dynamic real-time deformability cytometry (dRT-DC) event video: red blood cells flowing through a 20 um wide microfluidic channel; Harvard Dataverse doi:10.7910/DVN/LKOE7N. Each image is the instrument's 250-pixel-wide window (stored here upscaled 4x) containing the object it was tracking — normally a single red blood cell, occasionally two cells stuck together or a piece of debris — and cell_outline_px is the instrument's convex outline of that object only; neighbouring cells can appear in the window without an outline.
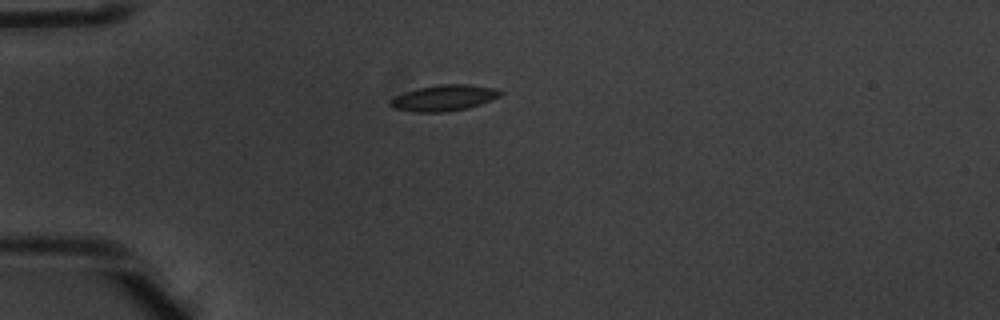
{"species": "common noctule bat (a hibernating species)", "species_latin": "Nyctalus noctula", "temperature_condition": "warm", "stored_images_in_passage": 3, "camera_frame_rate_fps": 3000, "um_per_image_px": 0.085, "animal": {"sex": "male", "body_mass_g": 20.1, "forearm_length_mm": 53.5}, "frame": {"image": 1, "passage_image": 1, "time_ms": 0.0, "image_size_px": [1000, 320], "cell_outline_px": [[504, 92], [500, 96], [492, 100], [468, 108], [444, 112], [412, 112], [396, 108], [388, 104], [388, 100], [404, 92], [420, 88], [440, 84], [468, 84], [496, 88]], "centroid_in_image_um": [37.76, 8.32], "position_along_channel_um": 47.2, "area_um2": 16.7}}
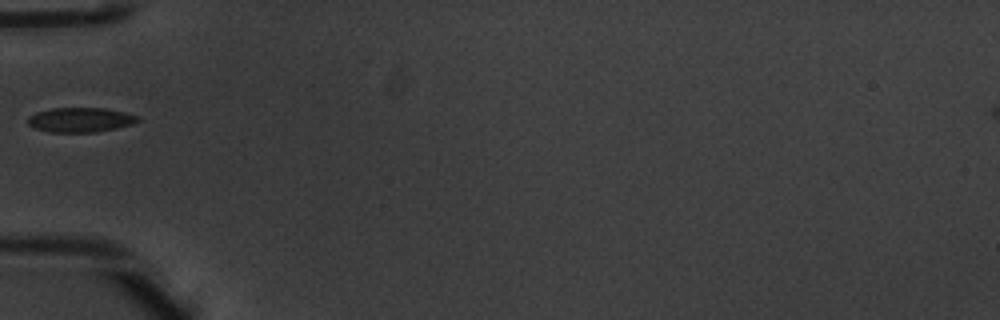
{"frame": {"image": 2, "passage_image": 2, "time_ms": 0.333, "image_size_px": [1000, 320], "cell_outline_px": [[140, 120], [132, 124], [116, 128], [96, 132], [48, 132], [36, 128], [28, 124], [28, 116], [36, 112], [52, 108], [104, 108], [124, 112], [136, 116]], "centroid_in_image_um": [6.81, 10.18], "position_along_channel_um": 78.2, "area_um2": 15.66}}